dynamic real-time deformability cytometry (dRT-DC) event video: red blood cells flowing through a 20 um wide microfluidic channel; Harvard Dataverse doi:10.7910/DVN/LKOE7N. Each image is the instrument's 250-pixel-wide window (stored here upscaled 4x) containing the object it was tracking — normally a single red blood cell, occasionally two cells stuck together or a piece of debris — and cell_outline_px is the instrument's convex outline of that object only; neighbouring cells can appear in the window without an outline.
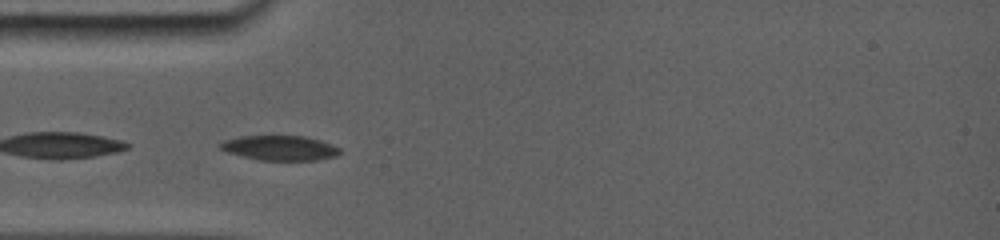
{"species": "common noctule bat (a hibernating species)", "species_latin": "Nyctalus noctula", "temperature_condition": "room temperature", "stored_images_in_passage": 10, "camera_frame_rate_fps": 5000, "um_per_image_px": 0.085, "animal": {"sex": "female", "body_mass_g": 19.0, "forearm_length_mm": 56.7}, "frame": {"image": 1, "passage_image": 1, "time_ms": 0.0, "image_size_px": [1000, 240], "cell_outline_px": [[340, 152], [336, 156], [316, 160], [256, 160], [228, 152], [220, 148], [220, 144], [228, 140], [244, 136], [300, 136], [316, 140], [340, 148]], "centroid_in_image_um": [23.78, 12.59], "position_along_channel_um": 61.2, "area_um2": 16.76}}